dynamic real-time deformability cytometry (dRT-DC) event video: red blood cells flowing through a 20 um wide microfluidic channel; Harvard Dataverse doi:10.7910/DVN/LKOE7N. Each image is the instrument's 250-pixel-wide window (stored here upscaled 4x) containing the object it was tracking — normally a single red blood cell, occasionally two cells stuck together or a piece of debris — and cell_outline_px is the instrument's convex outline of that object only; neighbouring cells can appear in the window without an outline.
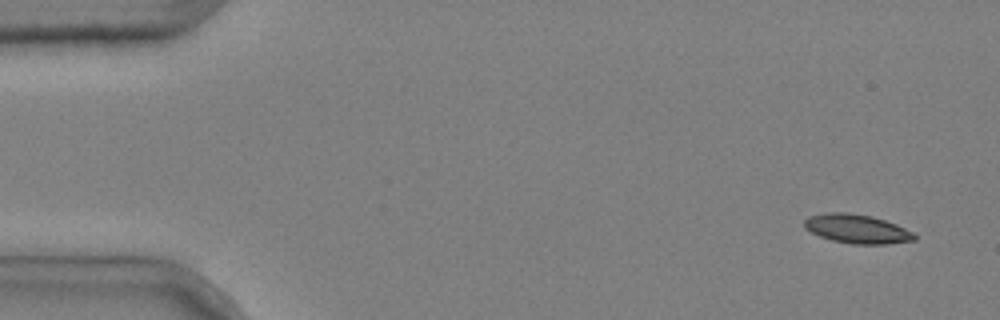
{"species": "common noctule bat (a hibernating species)", "species_latin": "Nyctalus noctula", "temperature_condition": "cold", "stored_images_in_passage": 5, "camera_frame_rate_fps": 3000, "um_per_image_px": 0.085, "animal": {"sex": "male", "body_mass_g": 20.4}, "frame": {"image": 1, "passage_image": 1, "time_ms": 0.0, "image_size_px": [1000, 320], "cell_outline_px": [[916, 240], [888, 244], [852, 244], [832, 240], [820, 236], [804, 228], [804, 220], [808, 216], [824, 212], [844, 212], [872, 216], [896, 224], [912, 232], [916, 236]], "centroid_in_image_um": [72.82, 19.45], "position_along_channel_um": 12.2, "area_um2": 18.61}}
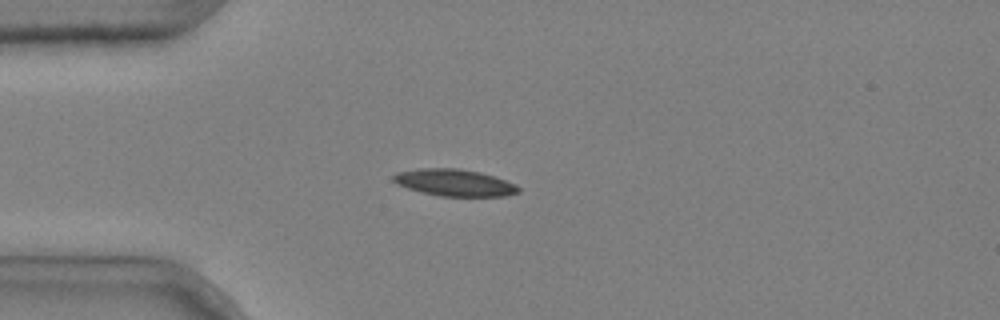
{"frame": {"image": 2, "passage_image": 4, "time_ms": 1.0, "image_size_px": [1000, 320], "cell_outline_px": [[520, 192], [504, 196], [440, 196], [408, 188], [392, 180], [392, 176], [396, 172], [416, 168], [456, 168], [480, 172], [516, 184], [520, 188]], "centroid_in_image_um": [38.63, 15.51], "position_along_channel_um": 46.4, "area_um2": 19.42}}